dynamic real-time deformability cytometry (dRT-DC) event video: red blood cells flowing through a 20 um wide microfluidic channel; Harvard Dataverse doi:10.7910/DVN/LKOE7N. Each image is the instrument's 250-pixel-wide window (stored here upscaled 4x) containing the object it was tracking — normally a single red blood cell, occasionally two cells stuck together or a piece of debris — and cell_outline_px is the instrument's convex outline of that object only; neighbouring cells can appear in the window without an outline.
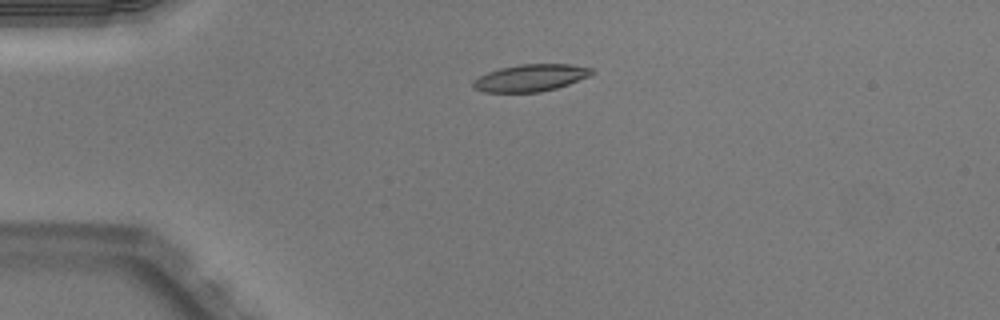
{"species": "Egyptian fruit bat (a non-hibernating species)", "species_latin": "Rousettus aegyptiacus", "temperature_condition": "warm", "stored_images_in_passage": 39, "camera_frame_rate_fps": 3000, "um_per_image_px": 0.085, "animal": {"sex": "male"}, "frame": {"image": 1, "passage_image": 1, "time_ms": 0.0, "image_size_px": [1000, 320], "cell_outline_px": [[596, 72], [592, 76], [556, 88], [540, 92], [484, 92], [472, 88], [472, 80], [488, 72], [500, 68], [520, 64], [568, 64], [592, 68]], "centroid_in_image_um": [45.11, 6.62], "position_along_channel_um": 39.9, "area_um2": 18.84}}
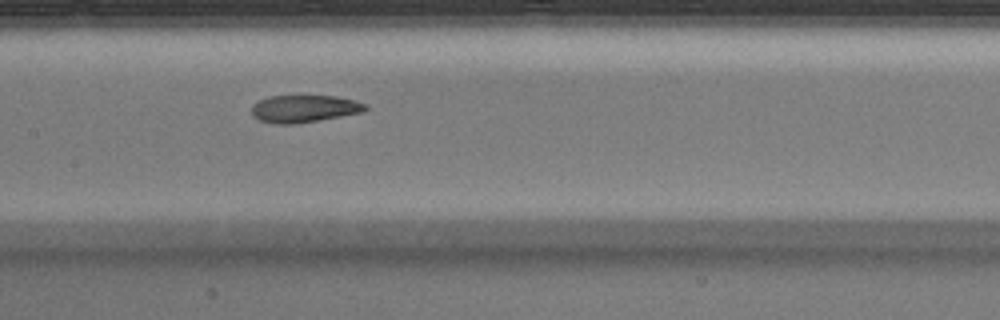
{"frame": {"image": 2, "passage_image": 14, "time_ms": 4.333, "image_size_px": [1000, 320], "cell_outline_px": [[368, 108], [364, 112], [292, 124], [276, 124], [260, 120], [252, 116], [252, 104], [268, 96], [336, 96], [356, 100], [368, 104]], "centroid_in_image_um": [25.87, 9.23], "position_along_channel_um": 181.5, "area_um2": 18.09}}
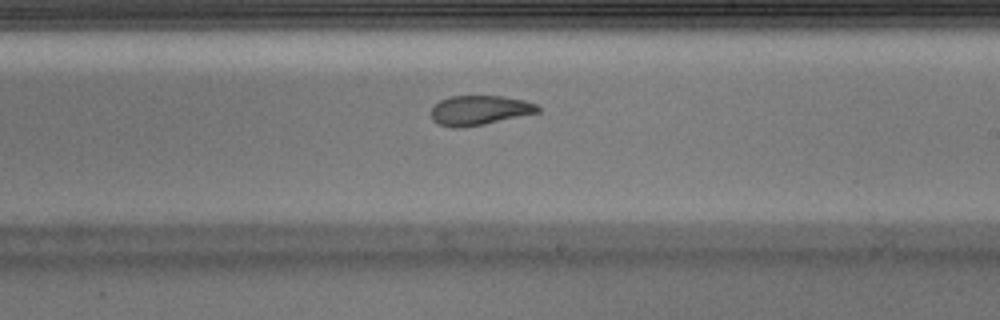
{"frame": {"image": 3, "passage_image": 19, "time_ms": 6.0, "image_size_px": [1000, 320], "cell_outline_px": [[540, 112], [484, 124], [452, 128], [440, 124], [432, 120], [432, 108], [440, 100], [448, 96], [500, 96], [524, 100], [536, 104], [540, 108]], "centroid_in_image_um": [40.76, 9.36], "position_along_channel_um": 248.2, "area_um2": 18.21}, "authors_computed_cell_mechanics": {"area_um2": 19.363, "velocity_mm_per_s": 4.014, "shape_relaxation_time_tau1_ms": null, "shape_relaxation_time_tau2_ms": 1.3512, "deformation_change_tau1": null, "deformation_change_tau2": 0.079}}